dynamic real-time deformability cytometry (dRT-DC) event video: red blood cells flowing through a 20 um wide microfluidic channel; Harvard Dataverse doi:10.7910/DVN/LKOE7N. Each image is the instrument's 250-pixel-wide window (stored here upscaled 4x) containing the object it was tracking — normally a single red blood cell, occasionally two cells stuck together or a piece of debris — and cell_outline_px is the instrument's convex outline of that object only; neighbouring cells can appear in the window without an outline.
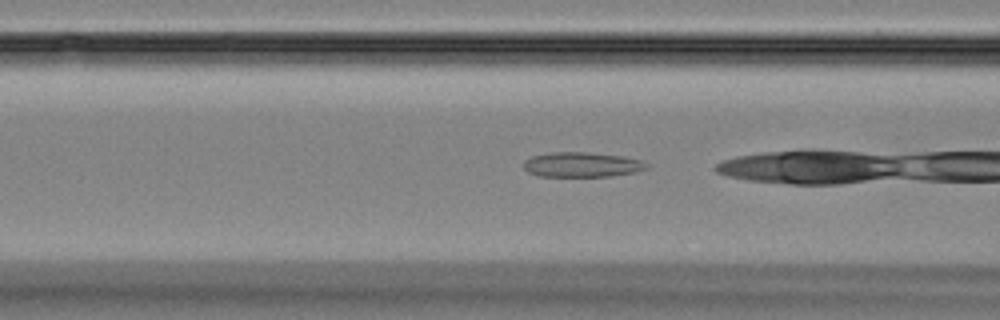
{"species": "Egyptian fruit bat (a non-hibernating species)", "species_latin": "Rousettus aegyptiacus", "temperature_condition": "room temperature", "stored_images_in_passage": 28, "camera_frame_rate_fps": 3000, "um_per_image_px": 0.085, "animal": {"sex": "female"}, "frame": {"image": 1, "passage_image": 6, "time_ms": 1.667, "image_size_px": [1000, 320], "cell_outline_px": [[648, 168], [636, 172], [608, 176], [540, 176], [528, 172], [524, 168], [524, 160], [532, 156], [552, 152], [584, 152], [624, 156], [640, 160], [648, 164]], "centroid_in_image_um": [49.46, 13.99], "position_along_channel_um": 117.1, "area_um2": 17.74}}
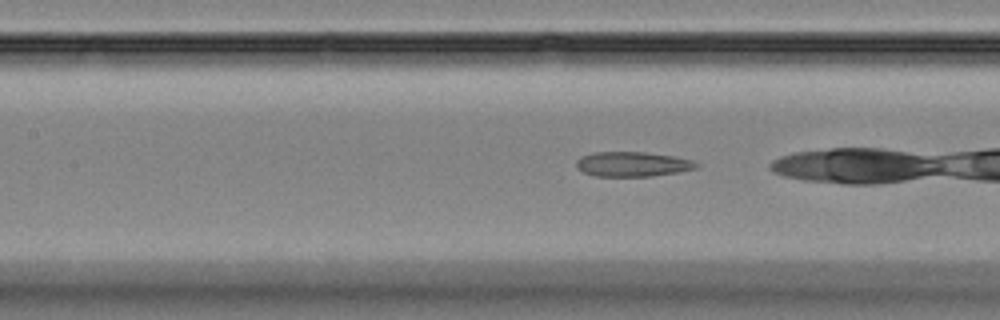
{"frame": {"image": 2, "passage_image": 9, "time_ms": 2.667, "image_size_px": [1000, 320], "cell_outline_px": [[700, 164], [696, 168], [676, 172], [652, 176], [596, 176], [584, 172], [576, 168], [576, 160], [580, 156], [592, 152], [644, 152], [672, 156], [692, 160]], "centroid_in_image_um": [53.72, 13.95], "position_along_channel_um": 153.7, "area_um2": 17.28}}